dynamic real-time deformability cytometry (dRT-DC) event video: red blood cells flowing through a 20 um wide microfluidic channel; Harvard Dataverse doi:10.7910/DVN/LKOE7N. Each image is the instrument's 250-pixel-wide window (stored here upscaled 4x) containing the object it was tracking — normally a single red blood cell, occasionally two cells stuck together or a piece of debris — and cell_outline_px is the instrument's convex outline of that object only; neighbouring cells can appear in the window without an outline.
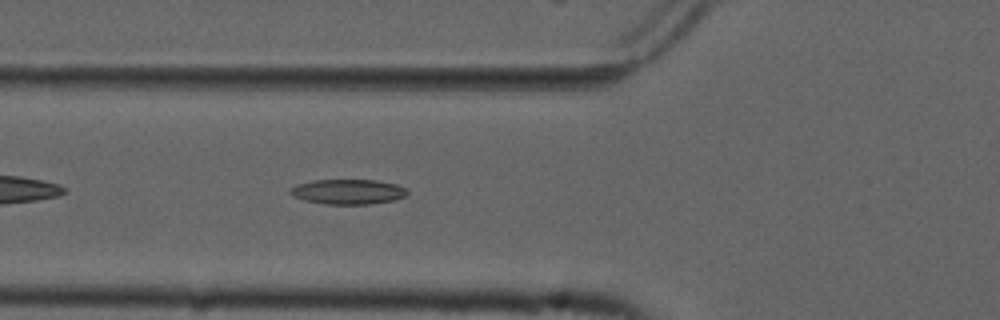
{"species": "common noctule bat (a hibernating species)", "species_latin": "Nyctalus noctula", "temperature_condition": "cold", "stored_images_in_passage": 41, "camera_frame_rate_fps": 3000, "um_per_image_px": 0.085, "animal": {"sex": "male", "forearm_length_mm": 52.5}, "frame": {"image": 1, "passage_image": 6, "time_ms": 1.667, "image_size_px": [1000, 320], "cell_outline_px": [[408, 192], [404, 196], [396, 200], [368, 204], [328, 204], [304, 200], [292, 196], [288, 192], [288, 188], [296, 184], [312, 180], [376, 180], [396, 184], [404, 188]], "centroid_in_image_um": [29.52, 16.29], "position_along_channel_um": 96.3, "area_um2": 17.11}}
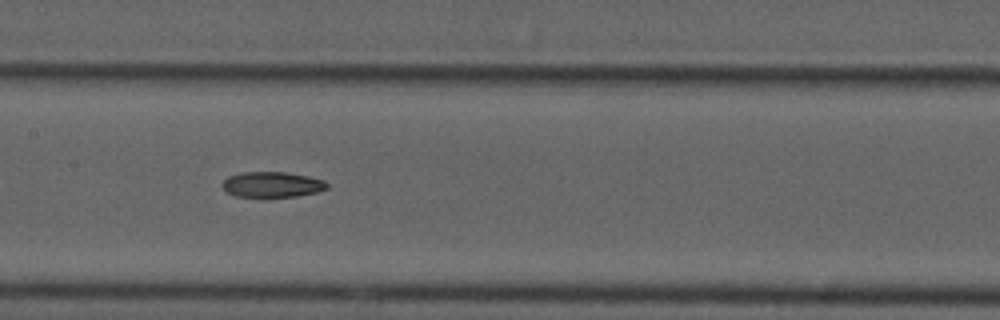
{"frame": {"image": 2, "passage_image": 13, "time_ms": 4.0, "image_size_px": [1000, 320], "cell_outline_px": [[328, 188], [316, 192], [296, 196], [264, 200], [236, 196], [228, 192], [220, 184], [228, 176], [244, 172], [284, 172], [308, 176], [324, 180], [328, 184]], "centroid_in_image_um": [23.1, 15.73], "position_along_channel_um": 184.3, "area_um2": 16.18}}
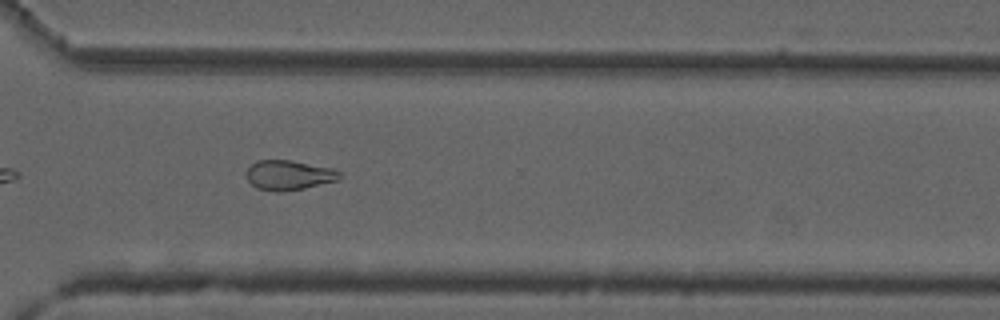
{"frame": {"image": 3, "passage_image": 26, "time_ms": 8.333, "image_size_px": [1000, 320], "cell_outline_px": [[340, 176], [336, 180], [304, 188], [280, 192], [276, 192], [256, 188], [248, 180], [244, 172], [256, 160], [292, 160], [332, 168], [340, 172]], "centroid_in_image_um": [24.5, 14.88], "position_along_channel_um": 346.1, "area_um2": 16.13}, "authors_computed_cell_mechanics": {"area_um2": 16.9932, "velocity_mm_per_s": 3.7482, "shape_relaxation_time_tau1_ms": null, "shape_relaxation_time_tau2_ms": 6.5937, "deformation_change_tau1": null, "deformation_change_tau2": 0.1388}}